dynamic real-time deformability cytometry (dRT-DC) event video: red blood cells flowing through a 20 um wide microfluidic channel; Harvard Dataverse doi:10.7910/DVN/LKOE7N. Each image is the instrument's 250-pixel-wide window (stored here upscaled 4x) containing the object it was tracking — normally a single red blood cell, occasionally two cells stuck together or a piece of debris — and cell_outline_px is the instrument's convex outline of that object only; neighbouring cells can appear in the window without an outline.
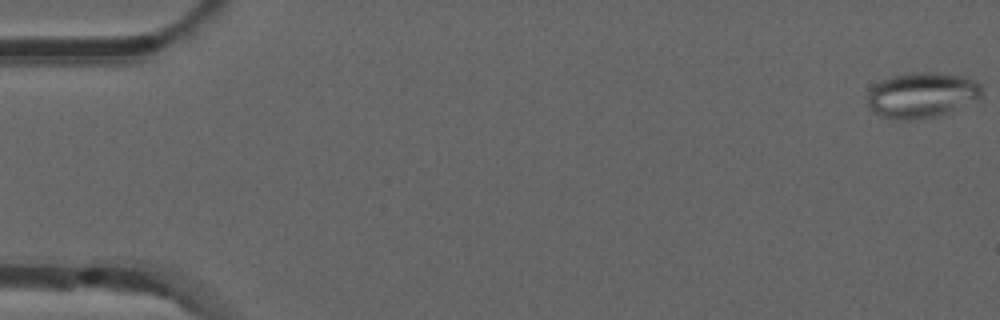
{"species": "common noctule bat (a hibernating species)", "species_latin": "Nyctalus noctula", "temperature_condition": "room temperature", "stored_images_in_passage": 53, "camera_frame_rate_fps": 3000, "um_per_image_px": 0.085, "animal": {"sex": "male", "forearm_length_mm": 52.5}, "frame": {"image": 1, "passage_image": 1, "time_ms": 0.0, "image_size_px": [1000, 320], "cell_outline_px": [[984, 96], [980, 100], [948, 112], [936, 116], [908, 120], [900, 120], [884, 116], [872, 112], [868, 108], [868, 92], [880, 80], [892, 76], [916, 72], [940, 72], [960, 76], [972, 80], [980, 84]], "centroid_in_image_um": [78.38, 8.08], "position_along_channel_um": 6.6, "area_um2": 30.4}}
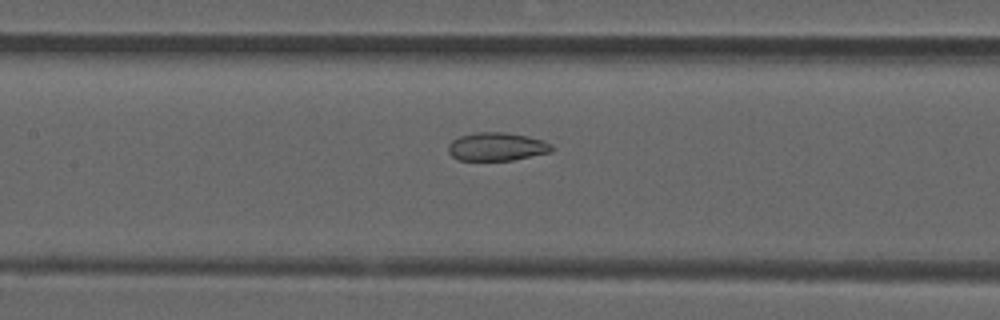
{"frame": {"image": 2, "passage_image": 25, "time_ms": 8.0, "image_size_px": [1000, 320], "cell_outline_px": [[552, 152], [512, 160], [456, 160], [448, 152], [448, 144], [452, 140], [460, 136], [476, 132], [504, 132], [528, 136], [544, 140], [552, 144]], "centroid_in_image_um": [42.22, 12.46], "position_along_channel_um": 165.2, "area_um2": 17.17}}
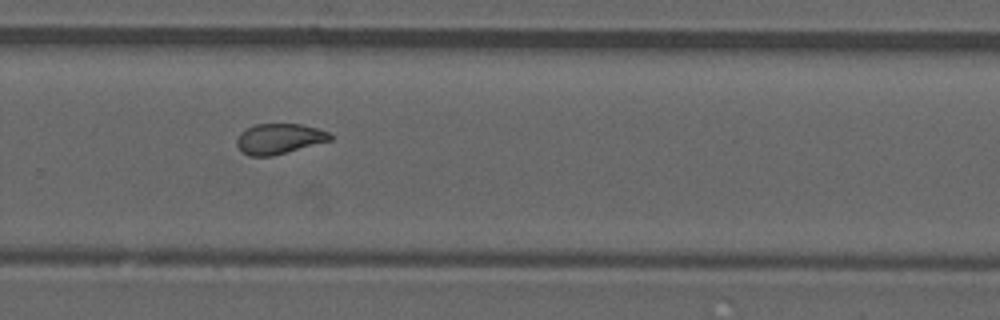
{"frame": {"image": 3, "passage_image": 36, "time_ms": 11.667, "image_size_px": [1000, 320], "cell_outline_px": [[332, 140], [272, 156], [248, 156], [240, 152], [236, 144], [236, 140], [240, 132], [256, 124], [300, 124], [316, 128], [328, 132], [332, 136]], "centroid_in_image_um": [23.69, 11.8], "position_along_channel_um": 306.1, "area_um2": 16.53}, "authors_computed_cell_mechanics": {"area_um2": 17.7446, "velocity_mm_per_s": 3.8629, "shape_relaxation_time_tau1_ms": null, "shape_relaxation_time_tau2_ms": 2.0064, "deformation_change_tau1": null, "deformation_change_tau2": 0.0793}}